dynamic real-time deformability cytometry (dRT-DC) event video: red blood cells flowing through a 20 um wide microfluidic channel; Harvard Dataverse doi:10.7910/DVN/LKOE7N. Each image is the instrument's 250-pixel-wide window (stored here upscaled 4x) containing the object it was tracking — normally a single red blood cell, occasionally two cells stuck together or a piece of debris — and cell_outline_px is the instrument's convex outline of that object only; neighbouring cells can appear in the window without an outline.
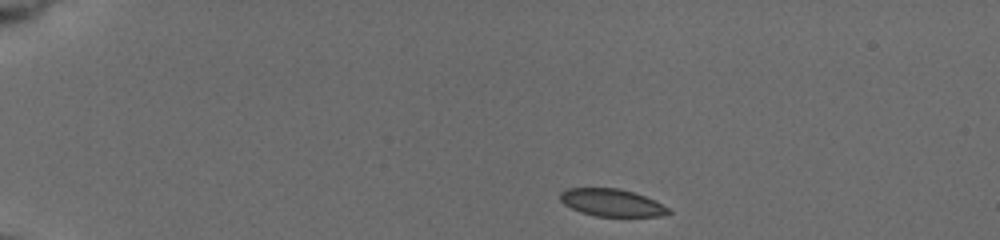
{"species": "common noctule bat (a hibernating species)", "species_latin": "Nyctalus noctula", "temperature_condition": "cold", "stored_images_in_passage": 44, "camera_frame_rate_fps": 3000, "um_per_image_px": 0.085, "animal": {"sex": "female", "body_mass_g": 19.5, "forearm_length_mm": 54.1}, "frame": {"image": 1, "passage_image": 1, "time_ms": 0.0, "image_size_px": [1000, 240], "cell_outline_px": [[672, 212], [660, 216], [596, 216], [580, 212], [564, 204], [560, 200], [560, 192], [568, 188], [620, 188], [644, 196], [668, 208]], "centroid_in_image_um": [51.95, 17.22], "position_along_channel_um": 33.0, "area_um2": 17.05}}
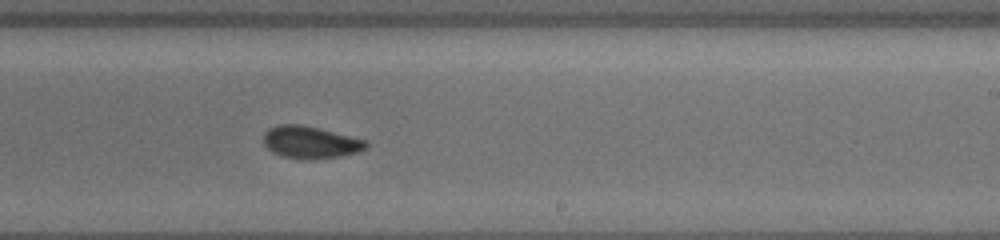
{"frame": {"image": 2, "passage_image": 23, "time_ms": 8.333, "image_size_px": [1000, 240], "cell_outline_px": [[368, 148], [360, 152], [340, 156], [308, 160], [300, 160], [280, 156], [272, 152], [264, 144], [264, 132], [268, 128], [280, 124], [300, 124], [320, 128], [368, 140]], "centroid_in_image_um": [26.41, 12.1], "position_along_channel_um": 262.6, "area_um2": 19.71}}
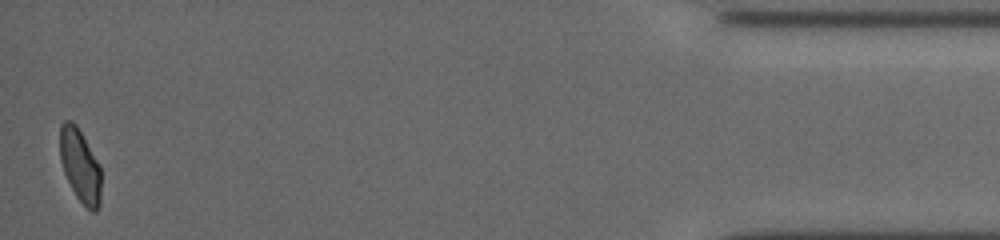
{"frame": {"image": 3, "passage_image": 44, "time_ms": 14.667, "image_size_px": [1000, 240], "cell_outline_px": [[100, 204], [96, 212], [92, 212], [76, 196], [64, 172], [60, 160], [60, 124], [64, 120], [72, 120], [76, 124], [100, 164]], "centroid_in_image_um": [6.81, 14.04], "position_along_channel_um": 428.4, "area_um2": 17.51}, "authors_computed_cell_mechanics": {"area_um2": 18.9006, "velocity_mm_per_s": 3.7523, "shape_relaxation_time_tau1_ms": 4.3069, "shape_relaxation_time_tau2_ms": 2.4364, "deformation_change_tau1": 0.115, "deformation_change_tau2": 0.0563}}